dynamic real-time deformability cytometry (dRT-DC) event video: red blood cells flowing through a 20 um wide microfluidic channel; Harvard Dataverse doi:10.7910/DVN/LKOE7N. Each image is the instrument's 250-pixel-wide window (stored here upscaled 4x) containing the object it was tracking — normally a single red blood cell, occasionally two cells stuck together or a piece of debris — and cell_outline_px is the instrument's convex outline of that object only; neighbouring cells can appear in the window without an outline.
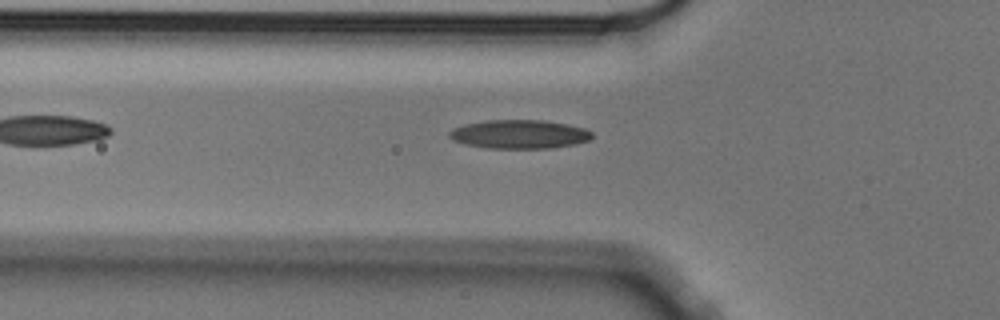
{"species": "Egyptian fruit bat (a non-hibernating species)", "species_latin": "Rousettus aegyptiacus", "temperature_condition": "cold", "stored_images_in_passage": 6, "camera_frame_rate_fps": 3000, "um_per_image_px": 0.085, "animal": {"sex": "male"}, "frame": {"image": 1, "passage_image": 5, "time_ms": 1.333, "image_size_px": [1000, 320], "cell_outline_px": [[592, 136], [588, 140], [576, 144], [552, 148], [488, 148], [464, 144], [452, 140], [448, 136], [448, 132], [452, 128], [464, 124], [488, 120], [544, 120], [568, 124], [584, 128], [592, 132]], "centroid_in_image_um": [44.12, 11.41], "position_along_channel_um": 81.7, "area_um2": 24.04}}
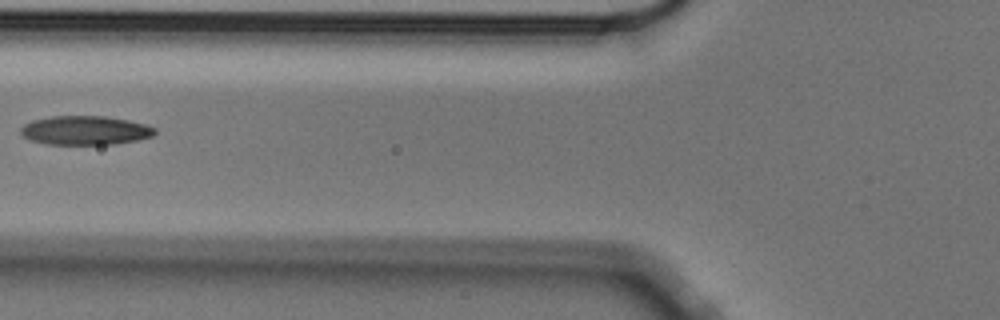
{"frame": {"image": 2, "passage_image": 6, "time_ms": 1.667, "image_size_px": [1000, 320], "cell_outline_px": [[156, 132], [152, 136], [136, 140], [116, 144], [44, 144], [32, 140], [24, 136], [20, 132], [20, 128], [24, 124], [32, 120], [52, 116], [104, 116], [128, 120], [144, 124], [156, 128]], "centroid_in_image_um": [7.23, 11.08], "position_along_channel_um": 118.6, "area_um2": 22.6}}